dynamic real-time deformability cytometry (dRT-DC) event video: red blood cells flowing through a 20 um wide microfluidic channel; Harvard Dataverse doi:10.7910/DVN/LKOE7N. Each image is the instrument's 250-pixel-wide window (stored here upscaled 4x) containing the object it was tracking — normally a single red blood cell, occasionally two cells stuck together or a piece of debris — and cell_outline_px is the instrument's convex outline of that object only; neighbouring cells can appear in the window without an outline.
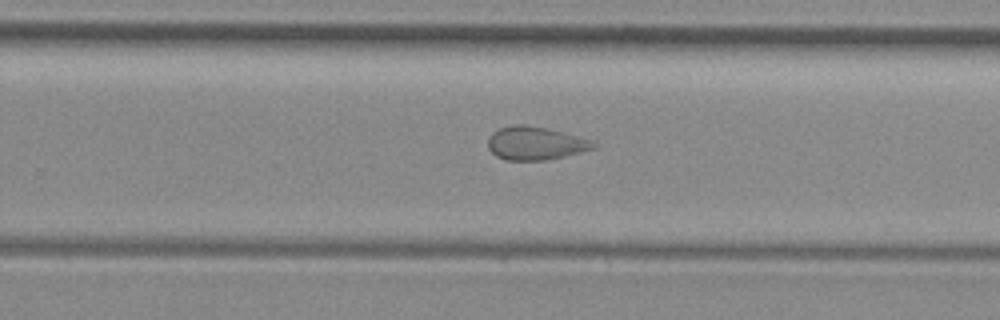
{"species": "common noctule bat (a hibernating species)", "species_latin": "Nyctalus noctula", "temperature_condition": "room temperature", "stored_images_in_passage": 26, "camera_frame_rate_fps": 3000, "um_per_image_px": 0.085, "animal": {"sex": "female", "body_mass_g": 29.2, "forearm_length_mm": 56.3}, "frame": {"image": 1, "passage_image": 19, "time_ms": 6.0, "image_size_px": [1000, 320], "cell_outline_px": [[596, 148], [564, 156], [544, 160], [504, 160], [496, 156], [488, 148], [488, 136], [492, 132], [500, 128], [512, 124], [524, 124], [544, 128], [560, 132], [588, 140], [596, 144]], "centroid_in_image_um": [45.42, 12.18], "position_along_channel_um": 284.4, "area_um2": 20.11}}
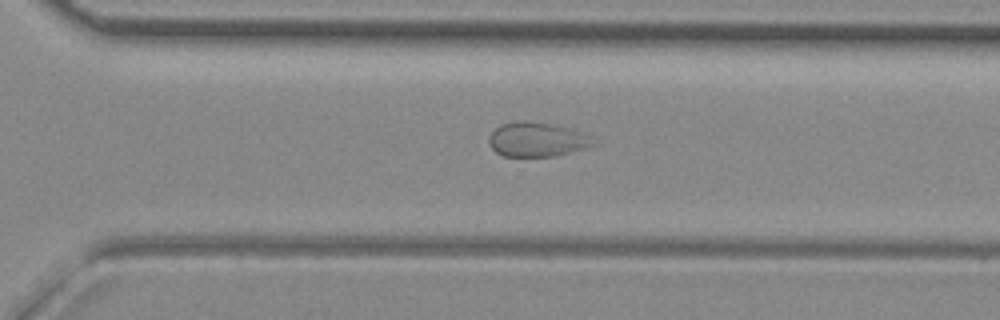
{"frame": {"image": 2, "passage_image": 22, "time_ms": 7.0, "image_size_px": [1000, 320], "cell_outline_px": [[600, 144], [588, 148], [556, 156], [504, 156], [496, 152], [488, 144], [488, 136], [500, 124], [516, 120], [524, 120], [552, 124], [568, 128], [592, 136]], "centroid_in_image_um": [45.68, 11.86], "position_along_channel_um": 324.9, "area_um2": 21.33}}